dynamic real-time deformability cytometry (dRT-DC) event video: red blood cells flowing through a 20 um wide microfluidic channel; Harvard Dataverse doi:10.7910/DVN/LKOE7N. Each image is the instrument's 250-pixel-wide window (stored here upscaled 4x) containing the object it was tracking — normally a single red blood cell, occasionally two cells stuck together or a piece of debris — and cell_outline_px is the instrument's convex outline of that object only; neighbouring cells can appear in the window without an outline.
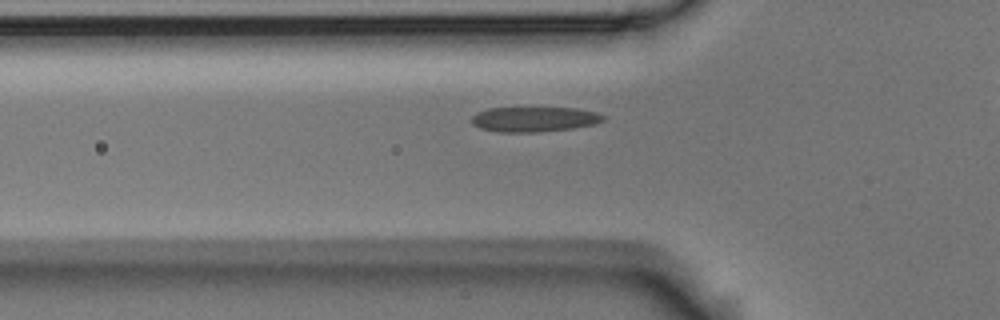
{"species": "Egyptian fruit bat (a non-hibernating species)", "species_latin": "Rousettus aegyptiacus", "temperature_condition": "room temperature", "stored_images_in_passage": 42, "camera_frame_rate_fps": 3000, "um_per_image_px": 0.085, "animal": {"sex": "male"}, "frame": {"image": 1, "passage_image": 12, "time_ms": 3.667, "image_size_px": [1000, 320], "cell_outline_px": [[608, 120], [596, 124], [572, 128], [536, 132], [500, 132], [480, 128], [472, 124], [472, 116], [488, 108], [576, 108], [596, 112], [608, 116]], "centroid_in_image_um": [45.49, 10.13], "position_along_channel_um": 80.3, "area_um2": 19.25}}
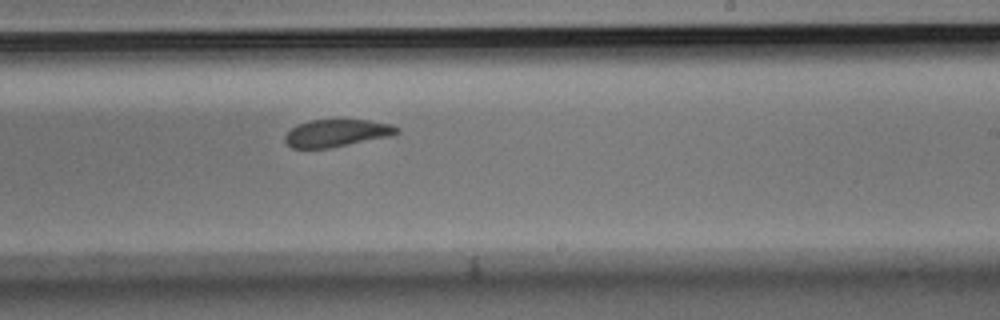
{"frame": {"image": 2, "passage_image": 27, "time_ms": 8.667, "image_size_px": [1000, 320], "cell_outline_px": [[400, 132], [392, 136], [332, 148], [292, 148], [284, 140], [284, 136], [296, 124], [308, 120], [368, 120], [392, 124], [400, 128]], "centroid_in_image_um": [28.65, 11.31], "position_along_channel_um": 260.3, "area_um2": 18.09}}
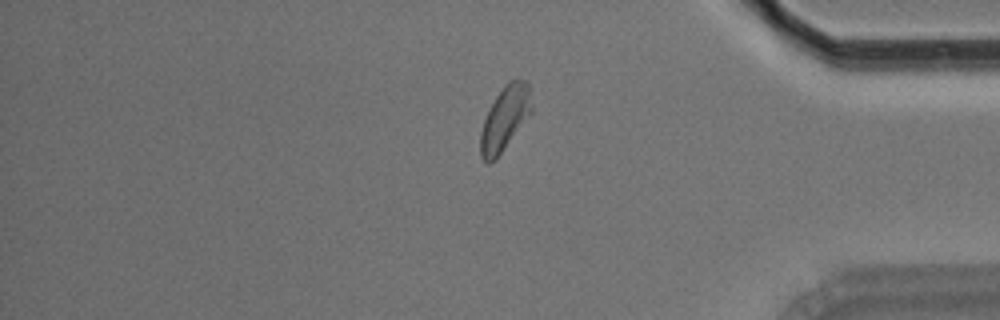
{"frame": {"image": 3, "passage_image": 40, "time_ms": 13.0, "image_size_px": [1000, 320], "cell_outline_px": [[532, 112], [496, 160], [488, 164], [484, 164], [480, 156], [480, 132], [484, 120], [496, 96], [504, 84], [508, 80], [528, 80], [532, 108]], "centroid_in_image_um": [42.9, 10.1], "position_along_channel_um": 392.3, "area_um2": 19.25}}